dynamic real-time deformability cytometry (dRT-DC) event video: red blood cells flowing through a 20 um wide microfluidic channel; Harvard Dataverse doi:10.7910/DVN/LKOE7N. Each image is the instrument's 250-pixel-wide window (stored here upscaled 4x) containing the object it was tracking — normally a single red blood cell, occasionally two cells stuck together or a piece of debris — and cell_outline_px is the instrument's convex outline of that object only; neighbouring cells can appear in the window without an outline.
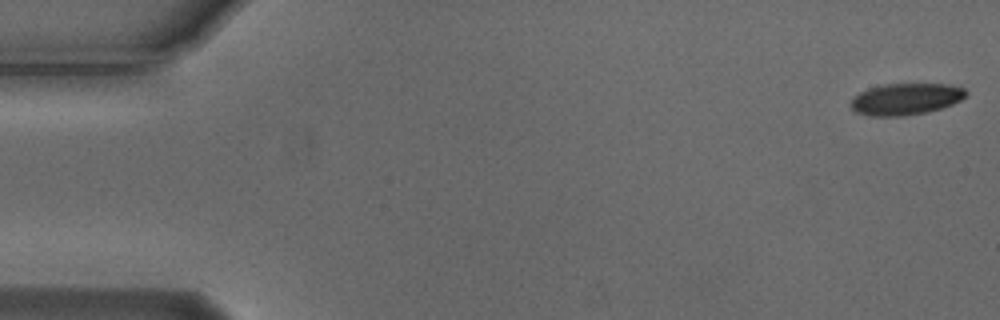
{"species": "Egyptian fruit bat (a non-hibernating species)", "species_latin": "Rousettus aegyptiacus", "temperature_condition": "cold", "stored_images_in_passage": 8, "camera_frame_rate_fps": 3000, "um_per_image_px": 0.085, "animal": {"sex": "male"}, "frame": {"image": 1, "passage_image": 1, "time_ms": 0.0, "image_size_px": [1000, 320], "cell_outline_px": [[968, 92], [960, 100], [952, 104], [928, 112], [904, 116], [872, 116], [856, 112], [848, 104], [860, 92], [868, 88], [884, 84], [948, 84], [964, 88]], "centroid_in_image_um": [76.98, 8.42], "position_along_channel_um": 8.0, "area_um2": 21.15}}